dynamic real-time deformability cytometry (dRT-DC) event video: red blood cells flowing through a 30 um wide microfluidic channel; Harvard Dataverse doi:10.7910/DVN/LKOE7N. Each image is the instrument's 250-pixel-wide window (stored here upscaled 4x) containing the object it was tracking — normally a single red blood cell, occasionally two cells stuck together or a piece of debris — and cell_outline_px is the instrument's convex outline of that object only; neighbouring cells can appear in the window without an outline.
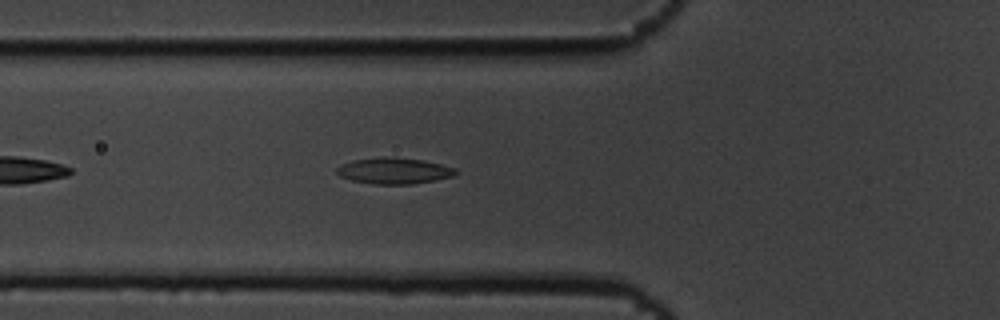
{"species": "common noctule bat (a hibernating species)", "species_latin": "Nyctalus noctula", "temperature_condition": "cold", "stored_images_in_passage": 28, "camera_frame_rate_fps": 3000, "um_per_image_px": 0.085, "animal": {"sex": "male", "body_mass_g": 19.5, "forearm_length_mm": 54.6}, "frame": {"image": 1, "passage_image": 7, "time_ms": 2.0, "image_size_px": [1000, 320], "cell_outline_px": [[456, 176], [436, 180], [412, 184], [372, 184], [352, 180], [340, 176], [336, 172], [336, 168], [340, 164], [352, 160], [384, 156], [392, 156], [424, 160], [456, 168]], "centroid_in_image_um": [33.49, 14.51], "position_along_channel_um": 92.3, "area_um2": 18.38}}
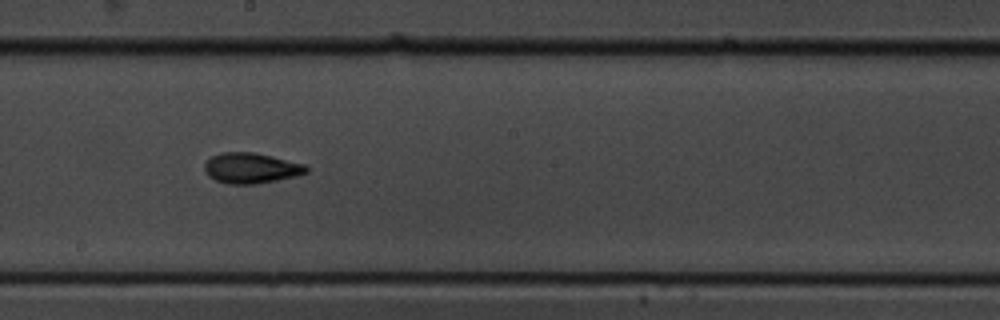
{"frame": {"image": 2, "passage_image": 18, "time_ms": 5.667, "image_size_px": [1000, 320], "cell_outline_px": [[308, 172], [296, 176], [256, 184], [228, 184], [216, 180], [208, 176], [204, 172], [204, 164], [212, 156], [220, 152], [252, 152], [272, 156], [304, 164], [308, 168]], "centroid_in_image_um": [21.31, 14.29], "position_along_channel_um": 226.9, "area_um2": 18.09}}
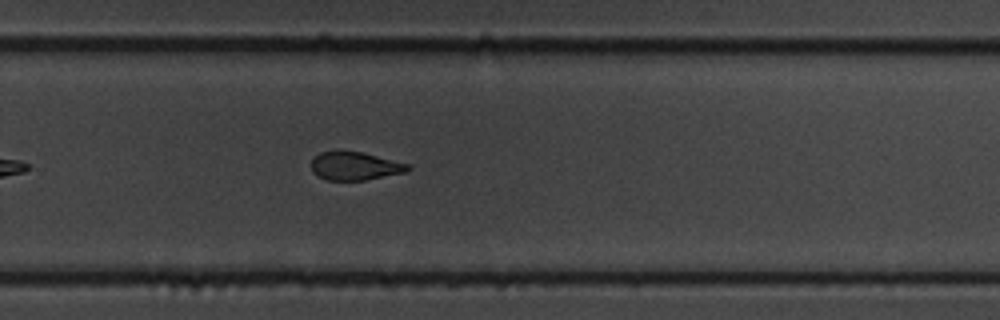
{"frame": {"image": 3, "passage_image": 24, "time_ms": 7.667, "image_size_px": [1000, 320], "cell_outline_px": [[412, 168], [408, 172], [364, 180], [328, 180], [312, 172], [312, 160], [320, 152], [360, 152], [408, 164]], "centroid_in_image_um": [30.2, 14.13], "position_along_channel_um": 299.6, "area_um2": 15.49}}